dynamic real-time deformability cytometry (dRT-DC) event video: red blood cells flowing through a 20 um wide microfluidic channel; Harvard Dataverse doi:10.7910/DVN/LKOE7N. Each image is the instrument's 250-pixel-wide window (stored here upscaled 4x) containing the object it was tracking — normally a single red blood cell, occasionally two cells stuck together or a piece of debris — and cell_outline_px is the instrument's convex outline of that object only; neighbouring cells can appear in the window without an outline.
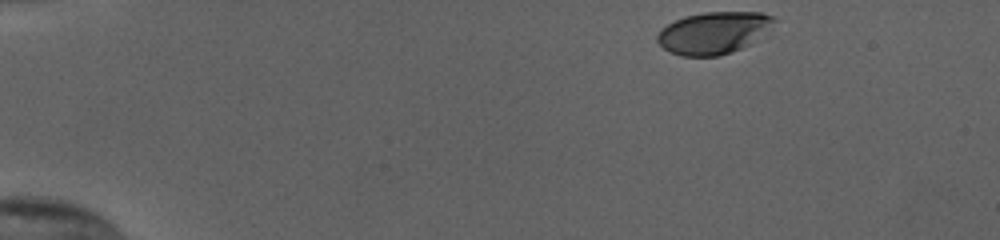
{"species": "human", "species_latin": "Homo sapiens", "temperature_condition": "cold", "stored_images_in_passage": 39, "camera_frame_rate_fps": 3000, "um_per_image_px": 0.085, "donor": {"sex": "female"}, "frame": {"image": 1, "passage_image": 1, "time_ms": 0.0, "image_size_px": [1000, 240], "cell_outline_px": [[776, 20], [748, 44], [732, 52], [720, 56], [680, 56], [664, 48], [656, 40], [656, 36], [660, 28], [684, 16], [704, 12], [760, 12], [772, 16]], "centroid_in_image_um": [60.57, 2.78], "position_along_channel_um": 24.4, "area_um2": 28.09}}
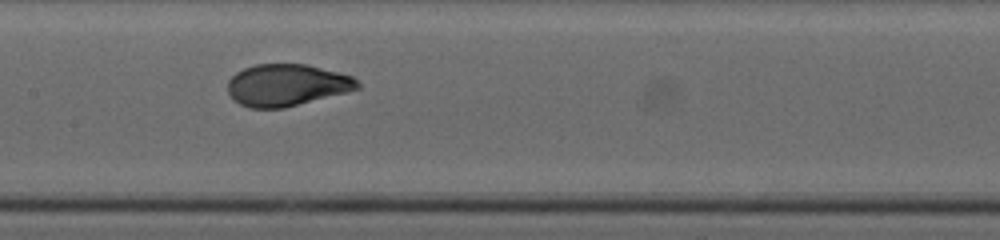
{"frame": {"image": 2, "passage_image": 22, "time_ms": 7.0, "image_size_px": [1000, 240], "cell_outline_px": [[360, 88], [348, 92], [284, 108], [248, 108], [240, 104], [228, 92], [228, 80], [236, 72], [244, 68], [256, 64], [308, 64], [352, 76], [360, 84]], "centroid_in_image_um": [24.38, 7.23], "position_along_channel_um": 183.0, "area_um2": 31.67}}
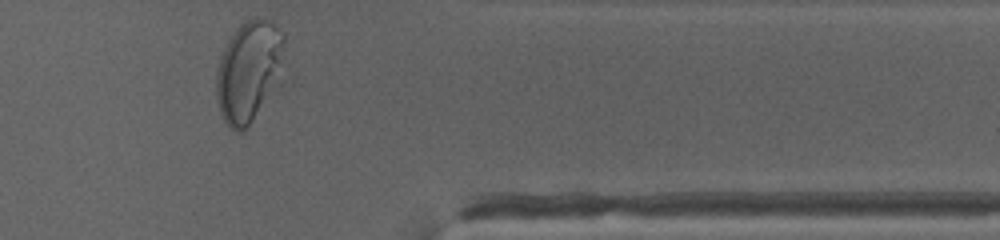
{"frame": {"image": 3, "passage_image": 39, "time_ms": 12.667, "image_size_px": [1000, 240], "cell_outline_px": [[284, 84], [248, 128], [244, 132], [236, 132], [224, 120], [220, 112], [216, 96], [216, 72], [224, 48], [228, 40], [236, 28], [244, 20], [256, 16], [268, 20], [284, 36]], "centroid_in_image_um": [21.23, 6.12], "position_along_channel_um": 390.2, "area_um2": 41.79}, "authors_computed_cell_mechanics": {"area_um2": 32.0212, "velocity_mm_per_s": 3.823, "shape_relaxation_time_tau1_ms": 4.2897, "shape_relaxation_time_tau2_ms": null, "deformation_change_tau1": 0.19, "deformation_change_tau2": null}}